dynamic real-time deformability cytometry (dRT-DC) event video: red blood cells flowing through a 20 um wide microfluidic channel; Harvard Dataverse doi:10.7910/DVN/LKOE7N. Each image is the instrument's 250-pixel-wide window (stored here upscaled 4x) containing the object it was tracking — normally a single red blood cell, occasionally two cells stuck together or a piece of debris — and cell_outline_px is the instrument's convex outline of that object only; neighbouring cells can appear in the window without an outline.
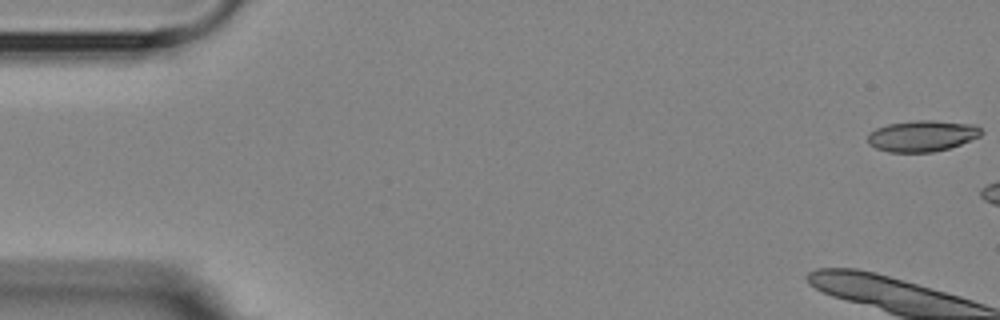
{"species": "Egyptian fruit bat (a non-hibernating species)", "species_latin": "Rousettus aegyptiacus", "temperature_condition": "room temperature", "stored_images_in_passage": 6, "camera_frame_rate_fps": 3000, "um_per_image_px": 0.085, "animal": {"sex": "female"}, "frame": {"image": 1, "passage_image": 1, "time_ms": 0.0, "image_size_px": [1000, 320], "cell_outline_px": [[984, 132], [980, 136], [960, 144], [948, 148], [932, 152], [888, 152], [876, 148], [868, 144], [868, 132], [876, 128], [888, 124], [912, 120], [932, 120], [976, 124]], "centroid_in_image_um": [78.37, 11.54], "position_along_channel_um": 6.6, "area_um2": 20.75}}